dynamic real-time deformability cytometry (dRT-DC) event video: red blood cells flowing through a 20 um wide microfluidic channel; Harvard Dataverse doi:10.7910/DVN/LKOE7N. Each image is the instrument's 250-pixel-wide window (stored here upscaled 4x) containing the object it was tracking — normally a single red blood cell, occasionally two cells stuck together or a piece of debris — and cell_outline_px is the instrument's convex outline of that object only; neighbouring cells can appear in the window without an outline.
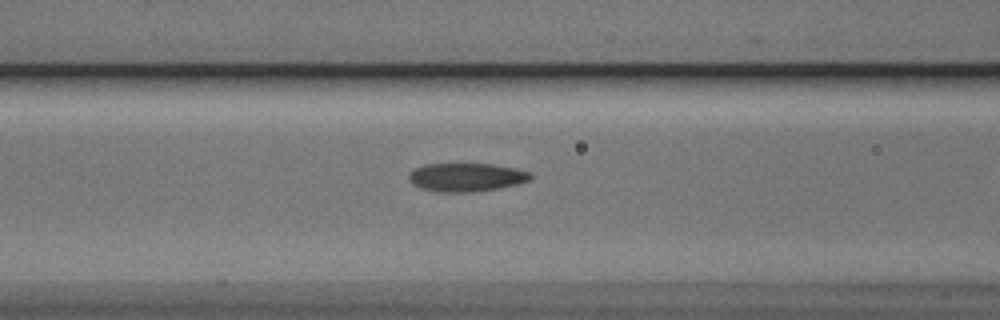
{"species": "Egyptian fruit bat (a non-hibernating species)", "species_latin": "Rousettus aegyptiacus", "temperature_condition": "cold", "stored_images_in_passage": 10, "camera_frame_rate_fps": 3000, "um_per_image_px": 0.085, "animal": {"sex": "male"}, "frame": {"image": 1, "passage_image": 9, "time_ms": 2.667, "image_size_px": [1000, 320], "cell_outline_px": [[532, 176], [528, 180], [520, 184], [472, 192], [436, 192], [420, 188], [412, 184], [408, 180], [408, 176], [412, 168], [424, 164], [492, 164], [516, 168], [528, 172]], "centroid_in_image_um": [39.57, 15.06], "position_along_channel_um": 127.0, "area_um2": 20.29}}